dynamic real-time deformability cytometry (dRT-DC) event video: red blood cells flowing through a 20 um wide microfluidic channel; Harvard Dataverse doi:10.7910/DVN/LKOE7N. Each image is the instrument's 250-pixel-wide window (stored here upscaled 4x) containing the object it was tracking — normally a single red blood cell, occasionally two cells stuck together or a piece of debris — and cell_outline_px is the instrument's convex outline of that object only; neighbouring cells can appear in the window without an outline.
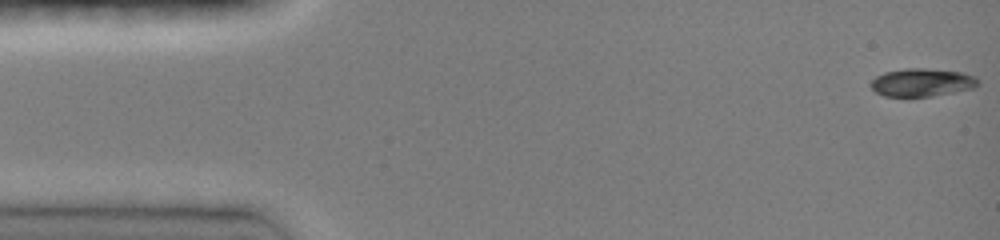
{"species": "common noctule bat (a hibernating species)", "species_latin": "Nyctalus noctula", "temperature_condition": "room temperature", "stored_images_in_passage": 35, "camera_frame_rate_fps": 3000, "um_per_image_px": 0.085, "animal": {"sex": "female", "body_mass_g": 19.0, "forearm_length_mm": 51.5}, "frame": {"image": 1, "passage_image": 1, "time_ms": 0.0, "image_size_px": [1000, 240], "cell_outline_px": [[980, 84], [972, 88], [932, 96], [884, 96], [876, 92], [872, 88], [872, 80], [876, 76], [884, 72], [904, 68], [924, 68], [964, 72], [976, 76], [980, 80]], "centroid_in_image_um": [78.4, 6.99], "position_along_channel_um": 6.6, "area_um2": 17.51}}
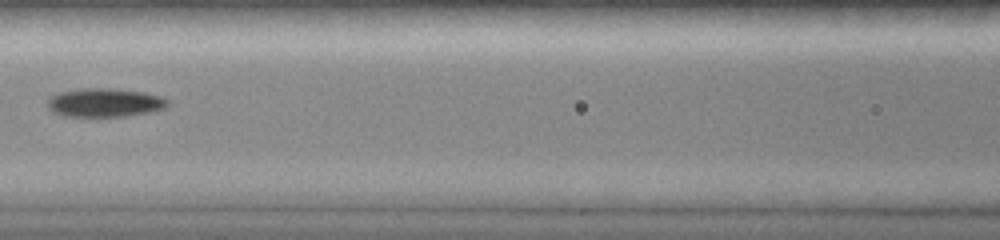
{"frame": {"image": 2, "passage_image": 15, "time_ms": 4.667, "image_size_px": [1000, 240], "cell_outline_px": [[168, 104], [164, 108], [152, 112], [128, 116], [96, 120], [60, 116], [52, 112], [48, 108], [48, 96], [60, 92], [84, 88], [108, 88], [144, 92], [160, 96], [168, 100]], "centroid_in_image_um": [8.83, 8.78], "position_along_channel_um": 157.8, "area_um2": 21.15}}
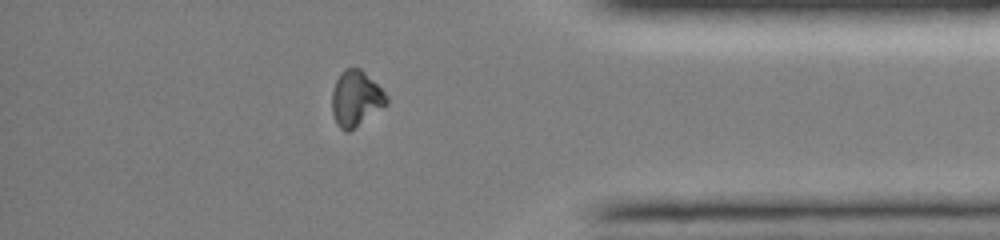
{"frame": {"image": 3, "passage_image": 28, "time_ms": 9.0, "image_size_px": [1000, 240], "cell_outline_px": [[388, 104], [348, 132], [344, 132], [336, 124], [332, 112], [332, 92], [336, 80], [340, 72], [344, 68], [360, 68], [388, 96]], "centroid_in_image_um": [30.23, 8.38], "position_along_channel_um": 405.0, "area_um2": 17.57}}